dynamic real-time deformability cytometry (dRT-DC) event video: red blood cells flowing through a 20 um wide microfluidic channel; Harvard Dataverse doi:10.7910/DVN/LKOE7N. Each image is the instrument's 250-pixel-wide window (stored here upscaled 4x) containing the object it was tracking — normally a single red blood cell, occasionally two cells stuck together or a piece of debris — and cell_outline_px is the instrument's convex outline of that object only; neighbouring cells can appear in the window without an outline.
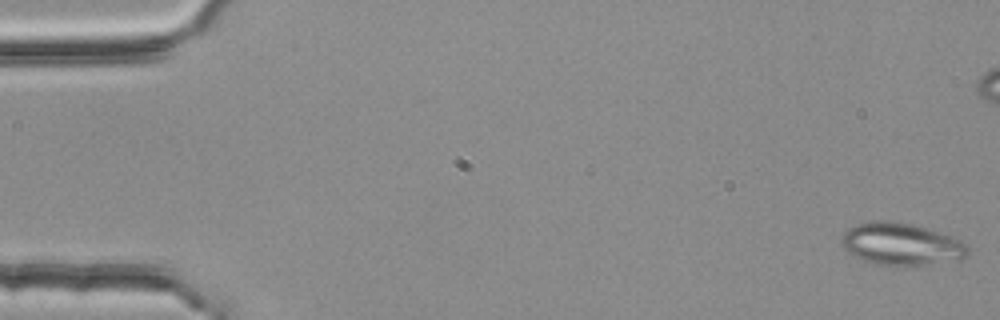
{"species": "common noctule bat (a hibernating species)", "species_latin": "Nyctalus noctula", "temperature_condition": "room temperature", "stored_images_in_passage": 54, "camera_frame_rate_fps": 3000, "um_per_image_px": 0.085, "animal": {"sex": "female", "body_mass_g": 25.1}, "frame": {"image": 1, "passage_image": 1, "time_ms": 0.0, "image_size_px": [1000, 320], "cell_outline_px": [[968, 256], [960, 260], [896, 268], [876, 264], [852, 256], [840, 244], [840, 236], [848, 228], [856, 224], [868, 220], [888, 220], [912, 224], [928, 228], [952, 236], [968, 244]], "centroid_in_image_um": [76.59, 20.76], "position_along_channel_um": 8.4, "area_um2": 32.08}}
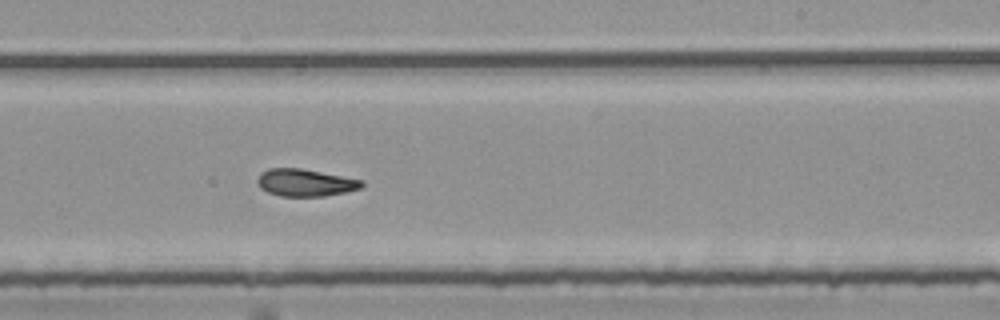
{"frame": {"image": 2, "passage_image": 33, "time_ms": 10.667, "image_size_px": [1000, 320], "cell_outline_px": [[364, 184], [360, 188], [344, 192], [324, 196], [280, 196], [268, 192], [260, 188], [256, 180], [260, 172], [268, 168], [300, 168], [364, 180]], "centroid_in_image_um": [25.91, 15.52], "position_along_channel_um": 263.1, "area_um2": 16.59}}
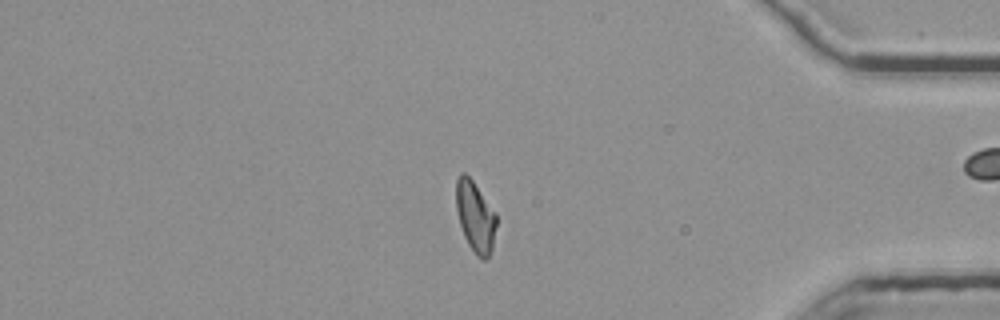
{"frame": {"image": 3, "passage_image": 46, "time_ms": 15.0, "image_size_px": [1000, 320], "cell_outline_px": [[496, 224], [492, 248], [488, 256], [484, 260], [480, 260], [476, 256], [468, 244], [464, 236], [460, 224], [456, 208], [456, 180], [460, 172], [464, 172], [472, 180], [496, 212]], "centroid_in_image_um": [40.39, 18.41], "position_along_channel_um": 394.8, "area_um2": 16.59}, "authors_computed_cell_mechanics": {"area_um2": 16.9932, "velocity_mm_per_s": 3.7842, "shape_relaxation_time_tau1_ms": null, "shape_relaxation_time_tau2_ms": 4.6132, "deformation_change_tau1": null, "deformation_change_tau2": 0.1071}}